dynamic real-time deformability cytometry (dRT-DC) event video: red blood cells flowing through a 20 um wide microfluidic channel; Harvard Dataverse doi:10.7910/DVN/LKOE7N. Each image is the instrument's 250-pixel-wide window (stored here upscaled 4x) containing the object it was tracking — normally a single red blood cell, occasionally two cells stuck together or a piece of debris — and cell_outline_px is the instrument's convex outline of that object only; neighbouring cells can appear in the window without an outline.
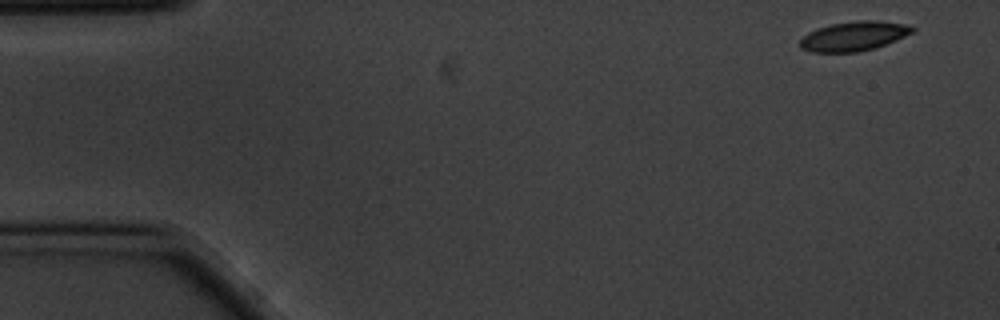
{"species": "common noctule bat (a hibernating species)", "species_latin": "Nyctalus noctula", "temperature_condition": "cold", "stored_images_in_passage": 4, "camera_frame_rate_fps": 3000, "um_per_image_px": 0.085, "animal": {"sex": "male", "body_mass_g": 20.1, "forearm_length_mm": 53.5}, "frame": {"image": 1, "passage_image": 1, "time_ms": 0.0, "image_size_px": [1000, 320], "cell_outline_px": [[916, 28], [912, 32], [896, 40], [872, 48], [856, 52], [812, 52], [800, 48], [800, 40], [808, 32], [816, 28], [832, 24], [856, 20], [876, 20], [908, 24]], "centroid_in_image_um": [72.56, 3.06], "position_along_channel_um": 12.4, "area_um2": 19.19}}